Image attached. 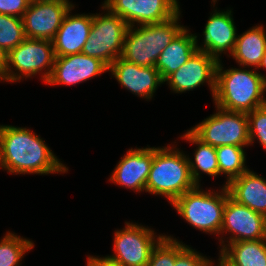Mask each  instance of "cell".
I'll return each mask as SVG.
<instances>
[{
	"mask_svg": "<svg viewBox=\"0 0 266 266\" xmlns=\"http://www.w3.org/2000/svg\"><path fill=\"white\" fill-rule=\"evenodd\" d=\"M125 223L124 229L114 233V254L106 257L123 266H146L153 248L165 235L157 236L151 228L137 223Z\"/></svg>",
	"mask_w": 266,
	"mask_h": 266,
	"instance_id": "cell-9",
	"label": "cell"
},
{
	"mask_svg": "<svg viewBox=\"0 0 266 266\" xmlns=\"http://www.w3.org/2000/svg\"><path fill=\"white\" fill-rule=\"evenodd\" d=\"M200 185L179 196L171 205L188 224L195 229L220 235L226 199L230 196L227 187L222 191H202Z\"/></svg>",
	"mask_w": 266,
	"mask_h": 266,
	"instance_id": "cell-5",
	"label": "cell"
},
{
	"mask_svg": "<svg viewBox=\"0 0 266 266\" xmlns=\"http://www.w3.org/2000/svg\"><path fill=\"white\" fill-rule=\"evenodd\" d=\"M106 71H109V67L103 61L83 53L56 57L52 74L46 84L75 85Z\"/></svg>",
	"mask_w": 266,
	"mask_h": 266,
	"instance_id": "cell-14",
	"label": "cell"
},
{
	"mask_svg": "<svg viewBox=\"0 0 266 266\" xmlns=\"http://www.w3.org/2000/svg\"><path fill=\"white\" fill-rule=\"evenodd\" d=\"M224 232L226 235L229 232L231 236L228 237L229 241L220 238L221 250L225 247V242L229 244L238 241L266 239V217L237 203L229 196L223 211L220 235Z\"/></svg>",
	"mask_w": 266,
	"mask_h": 266,
	"instance_id": "cell-11",
	"label": "cell"
},
{
	"mask_svg": "<svg viewBox=\"0 0 266 266\" xmlns=\"http://www.w3.org/2000/svg\"><path fill=\"white\" fill-rule=\"evenodd\" d=\"M87 266H123L105 257L88 256Z\"/></svg>",
	"mask_w": 266,
	"mask_h": 266,
	"instance_id": "cell-31",
	"label": "cell"
},
{
	"mask_svg": "<svg viewBox=\"0 0 266 266\" xmlns=\"http://www.w3.org/2000/svg\"><path fill=\"white\" fill-rule=\"evenodd\" d=\"M215 150L217 153L219 175L224 174L227 176V181L223 186L226 187L232 179L249 170L245 166L246 155L244 147L223 145L216 147Z\"/></svg>",
	"mask_w": 266,
	"mask_h": 266,
	"instance_id": "cell-24",
	"label": "cell"
},
{
	"mask_svg": "<svg viewBox=\"0 0 266 266\" xmlns=\"http://www.w3.org/2000/svg\"><path fill=\"white\" fill-rule=\"evenodd\" d=\"M34 244L13 232H7L0 241V266H20L21 259Z\"/></svg>",
	"mask_w": 266,
	"mask_h": 266,
	"instance_id": "cell-25",
	"label": "cell"
},
{
	"mask_svg": "<svg viewBox=\"0 0 266 266\" xmlns=\"http://www.w3.org/2000/svg\"><path fill=\"white\" fill-rule=\"evenodd\" d=\"M266 50V31L262 25L255 26L237 35L232 56L243 68L258 69Z\"/></svg>",
	"mask_w": 266,
	"mask_h": 266,
	"instance_id": "cell-21",
	"label": "cell"
},
{
	"mask_svg": "<svg viewBox=\"0 0 266 266\" xmlns=\"http://www.w3.org/2000/svg\"><path fill=\"white\" fill-rule=\"evenodd\" d=\"M32 0H0V14L23 17Z\"/></svg>",
	"mask_w": 266,
	"mask_h": 266,
	"instance_id": "cell-30",
	"label": "cell"
},
{
	"mask_svg": "<svg viewBox=\"0 0 266 266\" xmlns=\"http://www.w3.org/2000/svg\"><path fill=\"white\" fill-rule=\"evenodd\" d=\"M215 107L216 113L189 130L199 140L215 148L223 145H250L247 113Z\"/></svg>",
	"mask_w": 266,
	"mask_h": 266,
	"instance_id": "cell-8",
	"label": "cell"
},
{
	"mask_svg": "<svg viewBox=\"0 0 266 266\" xmlns=\"http://www.w3.org/2000/svg\"><path fill=\"white\" fill-rule=\"evenodd\" d=\"M109 71L123 88L148 100L152 99L157 87L164 84L155 67H141L121 57L109 66Z\"/></svg>",
	"mask_w": 266,
	"mask_h": 266,
	"instance_id": "cell-16",
	"label": "cell"
},
{
	"mask_svg": "<svg viewBox=\"0 0 266 266\" xmlns=\"http://www.w3.org/2000/svg\"><path fill=\"white\" fill-rule=\"evenodd\" d=\"M177 0H105L102 4L128 26L165 22L180 11Z\"/></svg>",
	"mask_w": 266,
	"mask_h": 266,
	"instance_id": "cell-12",
	"label": "cell"
},
{
	"mask_svg": "<svg viewBox=\"0 0 266 266\" xmlns=\"http://www.w3.org/2000/svg\"><path fill=\"white\" fill-rule=\"evenodd\" d=\"M55 58L52 41L26 38L8 52L5 81H20L23 76L26 79L44 71L40 75L46 83L52 74Z\"/></svg>",
	"mask_w": 266,
	"mask_h": 266,
	"instance_id": "cell-6",
	"label": "cell"
},
{
	"mask_svg": "<svg viewBox=\"0 0 266 266\" xmlns=\"http://www.w3.org/2000/svg\"><path fill=\"white\" fill-rule=\"evenodd\" d=\"M180 14L179 11L174 17L161 23L128 26L120 57L141 67H155L161 52L185 27L178 22Z\"/></svg>",
	"mask_w": 266,
	"mask_h": 266,
	"instance_id": "cell-4",
	"label": "cell"
},
{
	"mask_svg": "<svg viewBox=\"0 0 266 266\" xmlns=\"http://www.w3.org/2000/svg\"><path fill=\"white\" fill-rule=\"evenodd\" d=\"M0 168L19 175L68 172L39 135L11 125H0Z\"/></svg>",
	"mask_w": 266,
	"mask_h": 266,
	"instance_id": "cell-1",
	"label": "cell"
},
{
	"mask_svg": "<svg viewBox=\"0 0 266 266\" xmlns=\"http://www.w3.org/2000/svg\"><path fill=\"white\" fill-rule=\"evenodd\" d=\"M250 144L257 138L266 150V104L247 113Z\"/></svg>",
	"mask_w": 266,
	"mask_h": 266,
	"instance_id": "cell-28",
	"label": "cell"
},
{
	"mask_svg": "<svg viewBox=\"0 0 266 266\" xmlns=\"http://www.w3.org/2000/svg\"><path fill=\"white\" fill-rule=\"evenodd\" d=\"M73 6L69 0L31 1L22 17L25 37L52 41Z\"/></svg>",
	"mask_w": 266,
	"mask_h": 266,
	"instance_id": "cell-10",
	"label": "cell"
},
{
	"mask_svg": "<svg viewBox=\"0 0 266 266\" xmlns=\"http://www.w3.org/2000/svg\"><path fill=\"white\" fill-rule=\"evenodd\" d=\"M231 12L232 10H214L205 24L204 44L197 46L198 50L208 53L217 61H220V54H231L236 43L238 34Z\"/></svg>",
	"mask_w": 266,
	"mask_h": 266,
	"instance_id": "cell-17",
	"label": "cell"
},
{
	"mask_svg": "<svg viewBox=\"0 0 266 266\" xmlns=\"http://www.w3.org/2000/svg\"><path fill=\"white\" fill-rule=\"evenodd\" d=\"M67 12L60 28L57 30L52 40L56 57H63L71 54L82 52L84 44L89 38L93 14H76L71 15Z\"/></svg>",
	"mask_w": 266,
	"mask_h": 266,
	"instance_id": "cell-18",
	"label": "cell"
},
{
	"mask_svg": "<svg viewBox=\"0 0 266 266\" xmlns=\"http://www.w3.org/2000/svg\"><path fill=\"white\" fill-rule=\"evenodd\" d=\"M8 53L0 46V81H5Z\"/></svg>",
	"mask_w": 266,
	"mask_h": 266,
	"instance_id": "cell-32",
	"label": "cell"
},
{
	"mask_svg": "<svg viewBox=\"0 0 266 266\" xmlns=\"http://www.w3.org/2000/svg\"><path fill=\"white\" fill-rule=\"evenodd\" d=\"M175 265V239L164 236L153 248L146 266H174Z\"/></svg>",
	"mask_w": 266,
	"mask_h": 266,
	"instance_id": "cell-27",
	"label": "cell"
},
{
	"mask_svg": "<svg viewBox=\"0 0 266 266\" xmlns=\"http://www.w3.org/2000/svg\"><path fill=\"white\" fill-rule=\"evenodd\" d=\"M218 260H219V262L217 263L218 264L217 266H231L221 256H219ZM213 265H214V261L213 262L211 261V265L210 266H213Z\"/></svg>",
	"mask_w": 266,
	"mask_h": 266,
	"instance_id": "cell-33",
	"label": "cell"
},
{
	"mask_svg": "<svg viewBox=\"0 0 266 266\" xmlns=\"http://www.w3.org/2000/svg\"><path fill=\"white\" fill-rule=\"evenodd\" d=\"M261 67L266 69V50H265L264 56L262 57V60H261V63L259 65L258 69Z\"/></svg>",
	"mask_w": 266,
	"mask_h": 266,
	"instance_id": "cell-34",
	"label": "cell"
},
{
	"mask_svg": "<svg viewBox=\"0 0 266 266\" xmlns=\"http://www.w3.org/2000/svg\"><path fill=\"white\" fill-rule=\"evenodd\" d=\"M152 162L153 147L130 148L116 165L109 181L135 192H146Z\"/></svg>",
	"mask_w": 266,
	"mask_h": 266,
	"instance_id": "cell-15",
	"label": "cell"
},
{
	"mask_svg": "<svg viewBox=\"0 0 266 266\" xmlns=\"http://www.w3.org/2000/svg\"><path fill=\"white\" fill-rule=\"evenodd\" d=\"M189 31L184 27L157 58L155 68L163 81L198 50V37Z\"/></svg>",
	"mask_w": 266,
	"mask_h": 266,
	"instance_id": "cell-20",
	"label": "cell"
},
{
	"mask_svg": "<svg viewBox=\"0 0 266 266\" xmlns=\"http://www.w3.org/2000/svg\"><path fill=\"white\" fill-rule=\"evenodd\" d=\"M218 61L208 53L197 50L189 60L177 71L170 74L165 80L170 90L182 93L193 90L203 83H208L212 92L215 93L216 67Z\"/></svg>",
	"mask_w": 266,
	"mask_h": 266,
	"instance_id": "cell-13",
	"label": "cell"
},
{
	"mask_svg": "<svg viewBox=\"0 0 266 266\" xmlns=\"http://www.w3.org/2000/svg\"><path fill=\"white\" fill-rule=\"evenodd\" d=\"M25 39L22 18L0 14V46L8 53Z\"/></svg>",
	"mask_w": 266,
	"mask_h": 266,
	"instance_id": "cell-26",
	"label": "cell"
},
{
	"mask_svg": "<svg viewBox=\"0 0 266 266\" xmlns=\"http://www.w3.org/2000/svg\"><path fill=\"white\" fill-rule=\"evenodd\" d=\"M181 137L187 142L189 141L190 143L198 146L194 153V161L188 157L191 176L196 185H200V173L202 172L213 177H216L217 175L219 176L215 147L199 140L190 130Z\"/></svg>",
	"mask_w": 266,
	"mask_h": 266,
	"instance_id": "cell-23",
	"label": "cell"
},
{
	"mask_svg": "<svg viewBox=\"0 0 266 266\" xmlns=\"http://www.w3.org/2000/svg\"><path fill=\"white\" fill-rule=\"evenodd\" d=\"M211 260L175 238L174 266H210Z\"/></svg>",
	"mask_w": 266,
	"mask_h": 266,
	"instance_id": "cell-29",
	"label": "cell"
},
{
	"mask_svg": "<svg viewBox=\"0 0 266 266\" xmlns=\"http://www.w3.org/2000/svg\"><path fill=\"white\" fill-rule=\"evenodd\" d=\"M101 8L106 10V13L93 14L89 38L81 53L97 58L109 67L121 56L128 25L125 20L103 5Z\"/></svg>",
	"mask_w": 266,
	"mask_h": 266,
	"instance_id": "cell-7",
	"label": "cell"
},
{
	"mask_svg": "<svg viewBox=\"0 0 266 266\" xmlns=\"http://www.w3.org/2000/svg\"><path fill=\"white\" fill-rule=\"evenodd\" d=\"M219 254L231 266H266V239L225 244Z\"/></svg>",
	"mask_w": 266,
	"mask_h": 266,
	"instance_id": "cell-22",
	"label": "cell"
},
{
	"mask_svg": "<svg viewBox=\"0 0 266 266\" xmlns=\"http://www.w3.org/2000/svg\"><path fill=\"white\" fill-rule=\"evenodd\" d=\"M229 195L237 203L266 217V180L251 170L227 184Z\"/></svg>",
	"mask_w": 266,
	"mask_h": 266,
	"instance_id": "cell-19",
	"label": "cell"
},
{
	"mask_svg": "<svg viewBox=\"0 0 266 266\" xmlns=\"http://www.w3.org/2000/svg\"><path fill=\"white\" fill-rule=\"evenodd\" d=\"M254 70V71H253ZM223 70L221 60L216 67L215 105L228 111L249 113L266 104V76L256 69Z\"/></svg>",
	"mask_w": 266,
	"mask_h": 266,
	"instance_id": "cell-2",
	"label": "cell"
},
{
	"mask_svg": "<svg viewBox=\"0 0 266 266\" xmlns=\"http://www.w3.org/2000/svg\"><path fill=\"white\" fill-rule=\"evenodd\" d=\"M196 186L191 176L188 156L171 145L153 147V162L146 181V192L162 195L172 204Z\"/></svg>",
	"mask_w": 266,
	"mask_h": 266,
	"instance_id": "cell-3",
	"label": "cell"
}]
</instances>
